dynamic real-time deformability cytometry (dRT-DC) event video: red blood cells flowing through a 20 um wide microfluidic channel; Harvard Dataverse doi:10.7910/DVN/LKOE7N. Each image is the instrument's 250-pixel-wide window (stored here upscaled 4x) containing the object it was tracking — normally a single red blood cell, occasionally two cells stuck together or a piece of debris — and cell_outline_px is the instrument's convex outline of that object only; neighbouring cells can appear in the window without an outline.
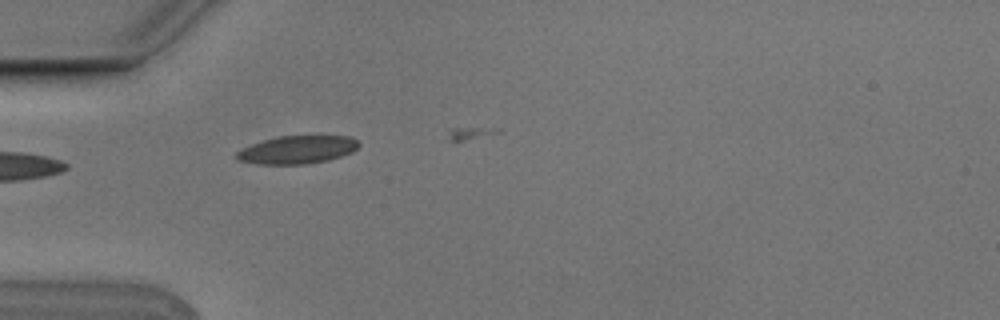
{"species": "Egyptian fruit bat (a non-hibernating species)", "species_latin": "Rousettus aegyptiacus", "temperature_condition": "cold", "stored_images_in_passage": 5, "camera_frame_rate_fps": 3000, "um_per_image_px": 0.085, "animal": {"sex": "male"}, "frame": {"image": 1, "passage_image": 5, "time_ms": 1.333, "image_size_px": [1000, 320], "cell_outline_px": [[360, 144], [352, 152], [328, 160], [304, 164], [260, 164], [240, 160], [236, 156], [236, 152], [252, 144], [264, 140], [280, 136], [320, 132], [352, 136]], "centroid_in_image_um": [25.38, 12.66], "position_along_channel_um": 59.6, "area_um2": 20.63}}